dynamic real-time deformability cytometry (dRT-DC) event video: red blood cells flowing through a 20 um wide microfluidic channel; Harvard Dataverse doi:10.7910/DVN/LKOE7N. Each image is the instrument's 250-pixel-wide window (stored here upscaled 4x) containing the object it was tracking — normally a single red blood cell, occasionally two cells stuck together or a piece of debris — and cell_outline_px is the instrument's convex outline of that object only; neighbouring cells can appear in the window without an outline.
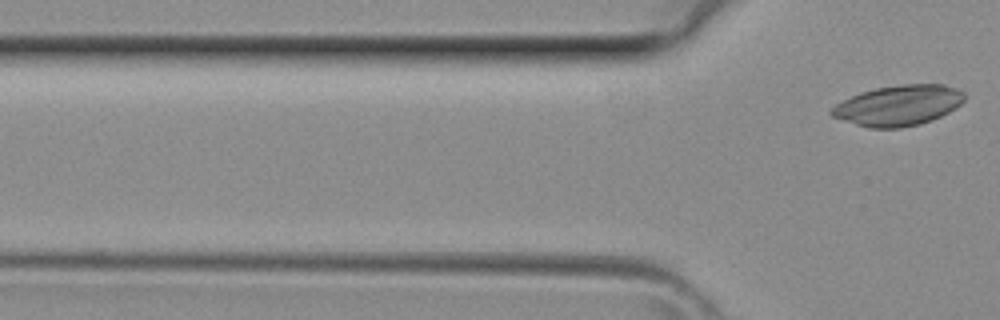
{"species": "common noctule bat (a hibernating species)", "species_latin": "Nyctalus noctula", "temperature_condition": "room temperature", "stored_images_in_passage": 4, "segment_of_instrument_passage": [2, 2], "camera_frame_rate_fps": 3000, "um_per_image_px": 0.085, "animal": {"sex": "female", "body_mass_g": 29.2, "forearm_length_mm": 56.3}, "frame": {"image": 1, "passage_image": 4, "time_ms": 1.0, "image_size_px": [1000, 320], "cell_outline_px": [[964, 100], [956, 108], [932, 120], [920, 124], [900, 128], [868, 128], [832, 116], [828, 112], [836, 104], [860, 92], [876, 88], [900, 84], [944, 84], [956, 88], [964, 92]], "centroid_in_image_um": [76.37, 8.96], "position_along_channel_um": 49.4, "area_um2": 31.27}}